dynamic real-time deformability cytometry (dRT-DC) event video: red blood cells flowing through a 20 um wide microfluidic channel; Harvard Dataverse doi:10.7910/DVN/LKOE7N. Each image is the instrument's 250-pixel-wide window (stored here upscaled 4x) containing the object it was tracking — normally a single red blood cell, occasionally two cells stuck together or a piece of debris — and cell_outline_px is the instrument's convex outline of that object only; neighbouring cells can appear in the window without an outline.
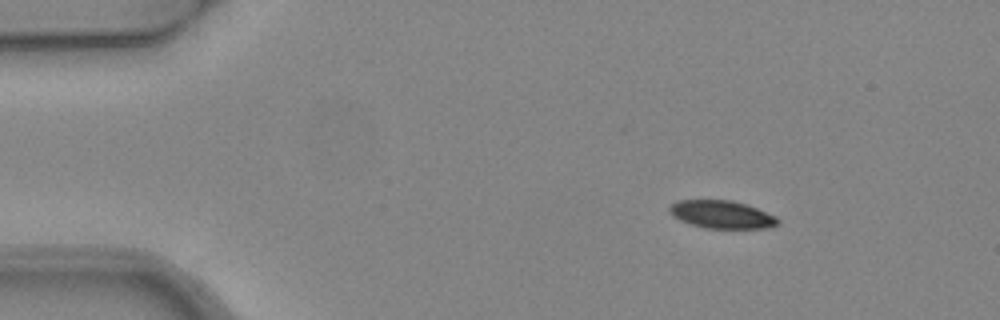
{"species": "common noctule bat (a hibernating species)", "species_latin": "Nyctalus noctula", "temperature_condition": "warm", "stored_images_in_passage": 2, "camera_frame_rate_fps": 3000, "um_per_image_px": 0.085, "animal": {"sex": "female", "body_mass_g": 24.6, "forearm_length_mm": 56.2}, "frame": {"image": 1, "passage_image": 2, "time_ms": 0.333, "image_size_px": [1000, 320], "cell_outline_px": [[780, 224], [772, 228], [708, 228], [692, 224], [680, 220], [672, 216], [668, 208], [676, 200], [732, 200], [748, 204], [776, 216], [780, 220]], "centroid_in_image_um": [61.4, 18.22], "position_along_channel_um": 23.6, "area_um2": 17.74}}